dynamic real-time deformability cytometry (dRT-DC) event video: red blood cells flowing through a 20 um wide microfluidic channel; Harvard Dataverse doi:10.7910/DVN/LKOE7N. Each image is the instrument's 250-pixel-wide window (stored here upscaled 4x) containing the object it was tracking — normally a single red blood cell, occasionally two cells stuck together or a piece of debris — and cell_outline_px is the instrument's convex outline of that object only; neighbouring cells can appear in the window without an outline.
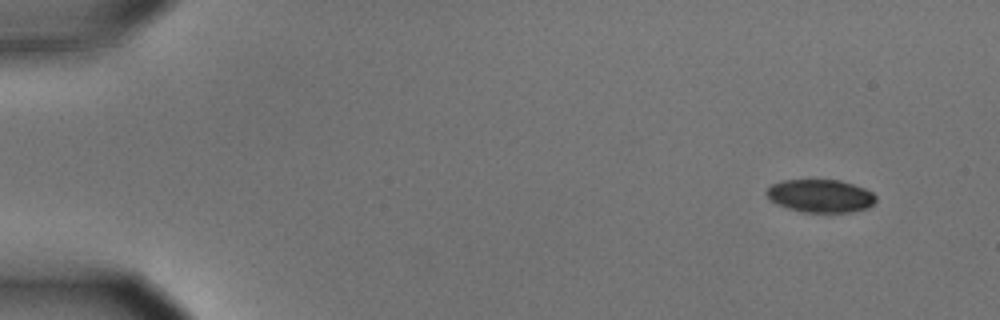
{"species": "common noctule bat (a hibernating species)", "species_latin": "Nyctalus noctula", "temperature_condition": "cold", "stored_images_in_passage": 7, "camera_frame_rate_fps": 3000, "um_per_image_px": 0.085, "animal": {"sex": "male", "body_mass_g": 15.6}, "frame": {"image": 1, "passage_image": 1, "time_ms": 0.0, "image_size_px": [1000, 320], "cell_outline_px": [[876, 200], [868, 208], [852, 212], [804, 212], [788, 208], [776, 204], [764, 192], [772, 184], [784, 180], [840, 180], [864, 188], [872, 192], [876, 196]], "centroid_in_image_um": [69.74, 16.65], "position_along_channel_um": 15.3, "area_um2": 20.92}}
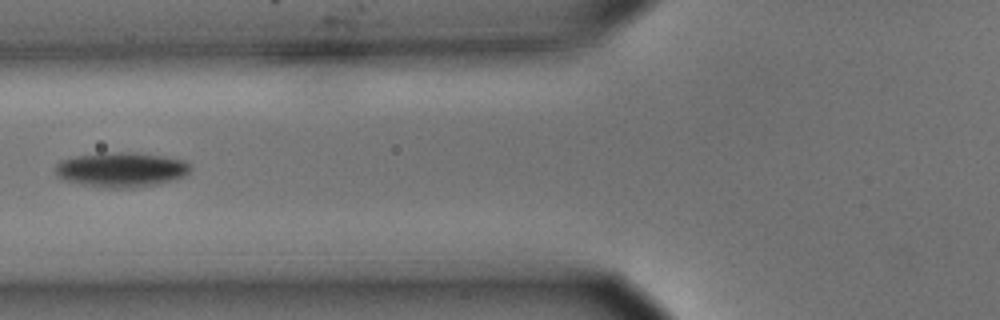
{"frame": {"image": 2, "passage_image": 6, "time_ms": 1.667, "image_size_px": [1000, 320], "cell_outline_px": [[192, 168], [184, 176], [160, 184], [132, 188], [104, 188], [80, 184], [64, 180], [56, 172], [56, 164], [60, 160], [76, 156], [120, 152], [124, 152], [160, 156], [184, 160], [192, 164]], "centroid_in_image_um": [10.33, 14.44], "position_along_channel_um": 115.5, "area_um2": 27.17}}
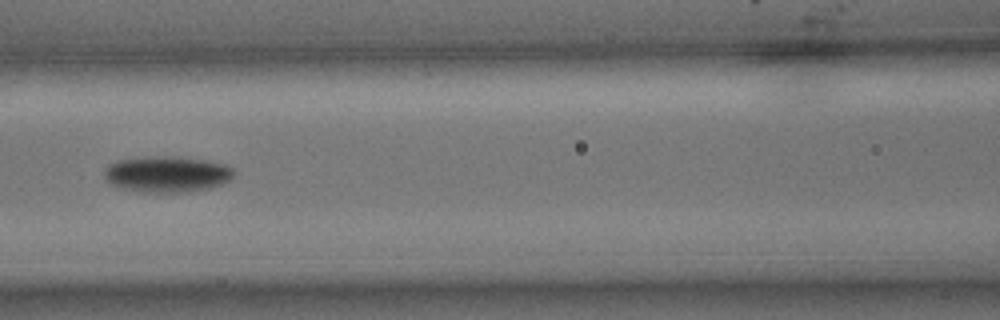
{"frame": {"image": 3, "passage_image": 7, "time_ms": 2.0, "image_size_px": [1000, 320], "cell_outline_px": [[232, 176], [224, 184], [212, 188], [184, 192], [144, 192], [124, 188], [112, 184], [104, 176], [104, 168], [108, 164], [116, 160], [148, 156], [172, 156], [204, 160], [228, 164], [232, 168]], "centroid_in_image_um": [14.19, 14.79], "position_along_channel_um": 152.4, "area_um2": 27.28}}